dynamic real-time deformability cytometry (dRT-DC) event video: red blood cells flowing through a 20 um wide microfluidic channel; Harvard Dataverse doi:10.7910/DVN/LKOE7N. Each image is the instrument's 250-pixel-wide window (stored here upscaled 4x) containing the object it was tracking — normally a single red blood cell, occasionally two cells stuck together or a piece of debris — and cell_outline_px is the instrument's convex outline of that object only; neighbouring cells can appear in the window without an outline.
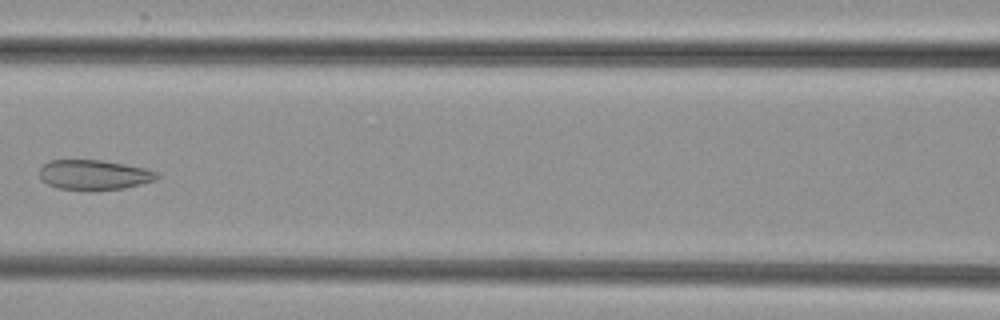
{"species": "common noctule bat (a hibernating species)", "species_latin": "Nyctalus noctula", "temperature_condition": "cold", "stored_images_in_passage": 6, "camera_frame_rate_fps": 3000, "um_per_image_px": 0.085, "animal": {"sex": "female", "body_mass_g": 29.2, "forearm_length_mm": 56.3}, "frame": {"image": 1, "passage_image": 5, "time_ms": 4.667, "image_size_px": [1000, 320], "cell_outline_px": [[160, 176], [156, 180], [124, 188], [60, 188], [48, 184], [40, 180], [40, 168], [48, 160], [104, 160], [148, 168], [156, 172]], "centroid_in_image_um": [8.02, 14.82], "position_along_channel_um": 158.6, "area_um2": 20.06}}
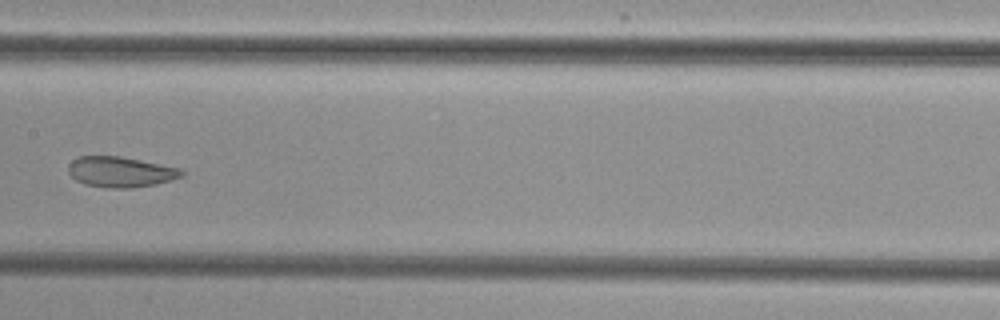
{"frame": {"image": 2, "passage_image": 6, "time_ms": 5.667, "image_size_px": [1000, 320], "cell_outline_px": [[184, 176], [172, 180], [156, 184], [132, 188], [108, 188], [84, 184], [76, 180], [68, 172], [68, 164], [72, 160], [80, 156], [120, 156], [180, 168], [184, 172]], "centroid_in_image_um": [10.25, 14.62], "position_along_channel_um": 197.2, "area_um2": 20.23}}